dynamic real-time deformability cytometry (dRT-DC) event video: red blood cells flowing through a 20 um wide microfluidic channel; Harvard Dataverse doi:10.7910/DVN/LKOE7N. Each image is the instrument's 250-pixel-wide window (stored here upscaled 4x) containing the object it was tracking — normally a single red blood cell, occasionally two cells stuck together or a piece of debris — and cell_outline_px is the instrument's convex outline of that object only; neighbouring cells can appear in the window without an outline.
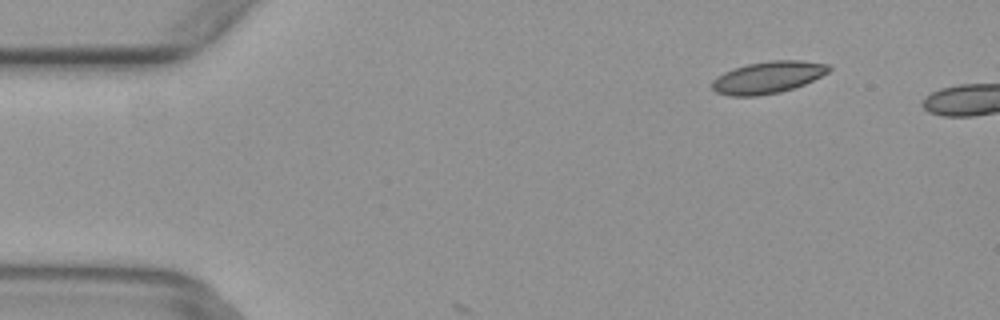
{"species": "common noctule bat (a hibernating species)", "species_latin": "Nyctalus noctula", "temperature_condition": "warm", "stored_images_in_passage": 4, "camera_frame_rate_fps": 3000, "um_per_image_px": 0.085, "animal": {"sex": "female", "body_mass_g": 29.2, "forearm_length_mm": 56.3}, "frame": {"image": 1, "passage_image": 2, "time_ms": 0.333, "image_size_px": [1000, 320], "cell_outline_px": [[832, 68], [828, 72], [804, 84], [780, 92], [756, 96], [728, 96], [716, 92], [712, 88], [712, 80], [716, 76], [732, 68], [748, 64], [768, 60], [800, 60], [828, 64]], "centroid_in_image_um": [65.23, 6.57], "position_along_channel_um": 19.8, "area_um2": 21.79}}